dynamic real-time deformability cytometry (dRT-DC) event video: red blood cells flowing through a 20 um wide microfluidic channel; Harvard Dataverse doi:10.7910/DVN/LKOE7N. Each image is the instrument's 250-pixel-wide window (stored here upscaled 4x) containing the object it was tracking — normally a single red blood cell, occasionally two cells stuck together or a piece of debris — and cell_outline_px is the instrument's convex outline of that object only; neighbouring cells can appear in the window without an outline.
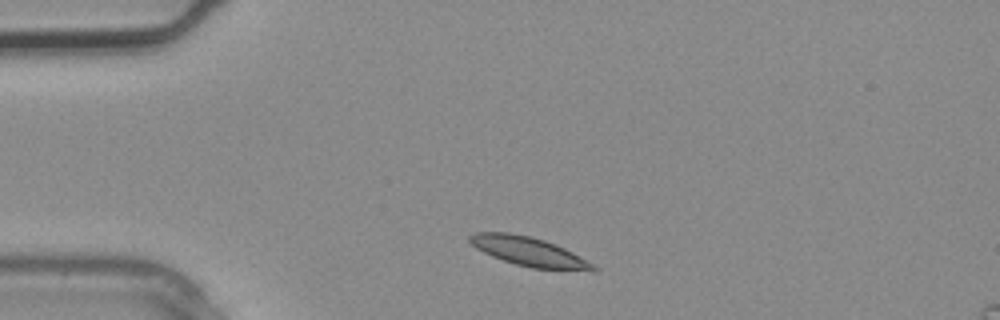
{"species": "common noctule bat (a hibernating species)", "species_latin": "Nyctalus noctula", "temperature_condition": "warm", "stored_images_in_passage": 1, "camera_frame_rate_fps": 3000, "um_per_image_px": 0.085, "animal": {"sex": "male", "body_mass_g": 20.4}, "frame": {"image": 1, "passage_image": 1, "time_ms": 0.0, "image_size_px": [1000, 320], "cell_outline_px": [[600, 268], [596, 272], [532, 268], [516, 264], [492, 256], [476, 248], [468, 240], [468, 236], [476, 232], [508, 232], [528, 236], [544, 240], [564, 248], [580, 256]], "centroid_in_image_um": [45.01, 21.4], "position_along_channel_um": 40.0, "area_um2": 20.98}}